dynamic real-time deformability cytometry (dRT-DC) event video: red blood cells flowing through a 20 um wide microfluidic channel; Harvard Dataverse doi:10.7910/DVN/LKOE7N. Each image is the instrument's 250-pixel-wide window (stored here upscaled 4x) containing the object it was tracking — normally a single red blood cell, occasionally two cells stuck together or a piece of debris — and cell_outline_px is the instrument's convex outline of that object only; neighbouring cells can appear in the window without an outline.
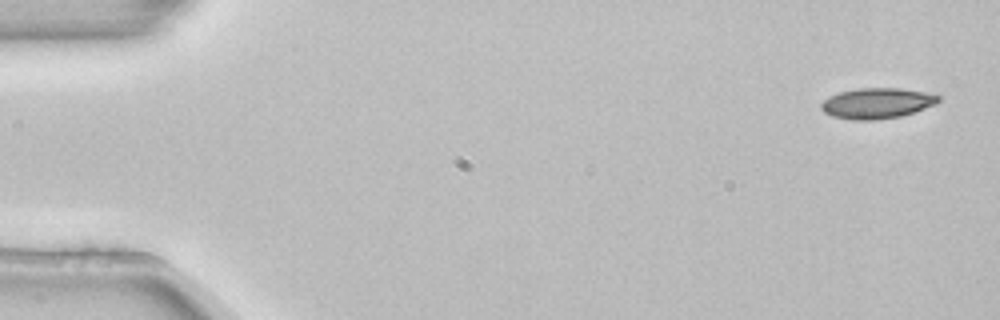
{"species": "common noctule bat (a hibernating species)", "species_latin": "Nyctalus noctula", "temperature_condition": "room temperature", "stored_images_in_passage": 5, "camera_frame_rate_fps": 3000, "um_per_image_px": 0.085, "animal": {"sex": "female", "body_mass_g": 22.7, "forearm_length_mm": 54.2}, "frame": {"image": 1, "passage_image": 1, "time_ms": 0.0, "image_size_px": [1000, 320], "cell_outline_px": [[940, 100], [936, 104], [900, 116], [872, 120], [852, 120], [832, 116], [824, 112], [820, 108], [820, 104], [828, 96], [840, 92], [860, 88], [900, 88], [924, 92], [940, 96]], "centroid_in_image_um": [74.51, 8.77], "position_along_channel_um": 10.5, "area_um2": 20.75}}
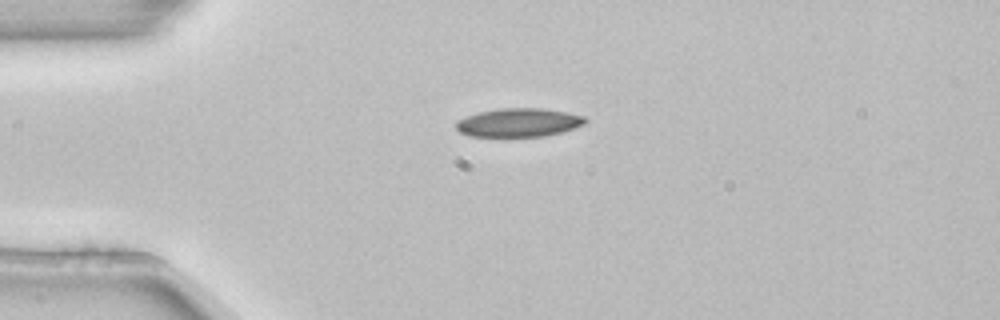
{"frame": {"image": 2, "passage_image": 4, "time_ms": 1.0, "image_size_px": [1000, 320], "cell_outline_px": [[588, 120], [584, 124], [576, 128], [544, 136], [468, 136], [460, 132], [456, 128], [456, 120], [480, 112], [500, 108], [540, 108], [568, 112], [584, 116]], "centroid_in_image_um": [44.11, 10.41], "position_along_channel_um": 40.9, "area_um2": 21.44}}